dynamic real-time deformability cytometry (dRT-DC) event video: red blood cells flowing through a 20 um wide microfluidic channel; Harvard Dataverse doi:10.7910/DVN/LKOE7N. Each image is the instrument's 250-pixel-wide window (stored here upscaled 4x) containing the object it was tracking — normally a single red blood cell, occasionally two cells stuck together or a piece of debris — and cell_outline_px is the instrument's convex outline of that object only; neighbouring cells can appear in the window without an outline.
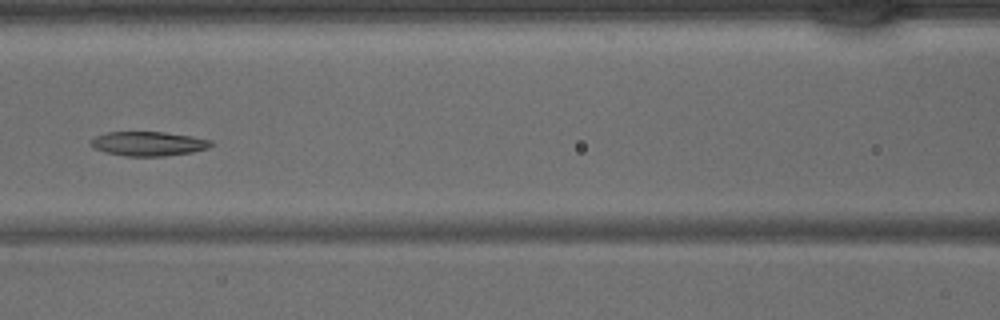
{"species": "common noctule bat (a hibernating species)", "species_latin": "Nyctalus noctula", "temperature_condition": "warm", "stored_images_in_passage": 27, "camera_frame_rate_fps": 3000, "um_per_image_px": 0.085, "animal": {"sex": "male", "body_mass_g": 15.6}, "frame": {"image": 1, "passage_image": 12, "time_ms": 3.667, "image_size_px": [1000, 320], "cell_outline_px": [[212, 144], [208, 148], [192, 152], [164, 156], [128, 156], [104, 152], [88, 144], [96, 136], [108, 132], [164, 132], [192, 136], [212, 140]], "centroid_in_image_um": [12.62, 12.21], "position_along_channel_um": 154.0, "area_um2": 16.94}}
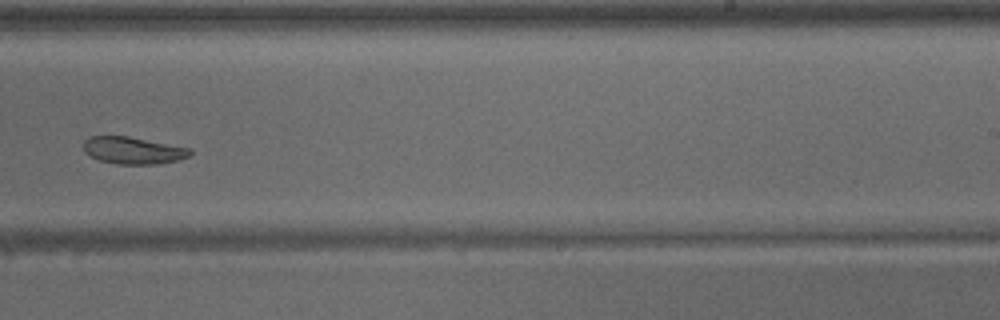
{"frame": {"image": 2, "passage_image": 20, "time_ms": 6.333, "image_size_px": [1000, 320], "cell_outline_px": [[192, 152], [188, 156], [180, 160], [160, 164], [116, 164], [100, 160], [84, 152], [84, 140], [88, 136], [128, 136], [192, 148]], "centroid_in_image_um": [11.34, 12.78], "position_along_channel_um": 277.7, "area_um2": 16.94}}